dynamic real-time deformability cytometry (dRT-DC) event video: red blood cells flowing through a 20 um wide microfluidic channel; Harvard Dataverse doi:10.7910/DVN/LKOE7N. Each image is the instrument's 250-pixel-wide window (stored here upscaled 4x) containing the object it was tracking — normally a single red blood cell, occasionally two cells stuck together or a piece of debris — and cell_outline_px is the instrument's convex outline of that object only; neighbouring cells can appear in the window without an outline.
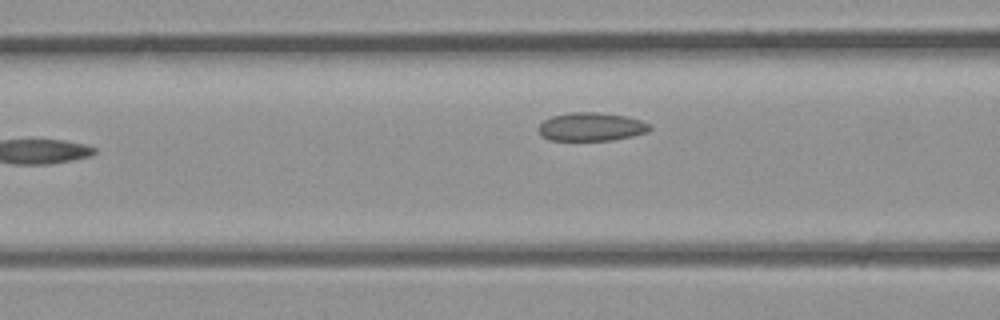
{"species": "common noctule bat (a hibernating species)", "species_latin": "Nyctalus noctula", "temperature_condition": "room temperature", "stored_images_in_passage": 5, "segment_of_instrument_passage": [1, 2], "camera_frame_rate_fps": 3000, "um_per_image_px": 0.085, "animal": {"sex": "male", "body_mass_g": 23.1, "forearm_length_mm": 52.7}, "frame": {"image": 1, "passage_image": 4, "time_ms": 1.0, "image_size_px": [1000, 320], "cell_outline_px": [[652, 128], [648, 132], [632, 136], [612, 140], [548, 140], [536, 128], [544, 120], [552, 116], [572, 112], [596, 112], [624, 116], [640, 120], [652, 124]], "centroid_in_image_um": [50.28, 10.78], "position_along_channel_um": 116.3, "area_um2": 18.38}}